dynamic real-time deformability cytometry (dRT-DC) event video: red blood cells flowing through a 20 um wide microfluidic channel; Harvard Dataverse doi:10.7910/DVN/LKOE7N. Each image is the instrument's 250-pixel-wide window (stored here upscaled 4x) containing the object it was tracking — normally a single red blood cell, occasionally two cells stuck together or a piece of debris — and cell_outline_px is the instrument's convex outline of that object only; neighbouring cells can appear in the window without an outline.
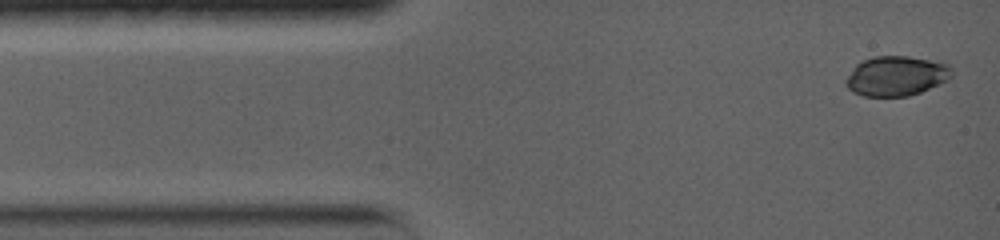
{"species": "common noctule bat (a hibernating species)", "species_latin": "Nyctalus noctula", "temperature_condition": "warm", "stored_images_in_passage": 54, "camera_frame_rate_fps": 5000, "um_per_image_px": 0.085, "animal": {"sex": "female", "body_mass_g": 19.0, "forearm_length_mm": 56.7}, "frame": {"image": 1, "passage_image": 1, "time_ms": 0.0, "image_size_px": [1000, 240], "cell_outline_px": [[952, 76], [948, 80], [920, 92], [908, 96], [864, 96], [852, 92], [844, 84], [844, 80], [856, 64], [860, 60], [876, 56], [908, 56], [944, 60], [952, 68]], "centroid_in_image_um": [76.21, 6.43], "position_along_channel_um": 8.8, "area_um2": 25.09}}
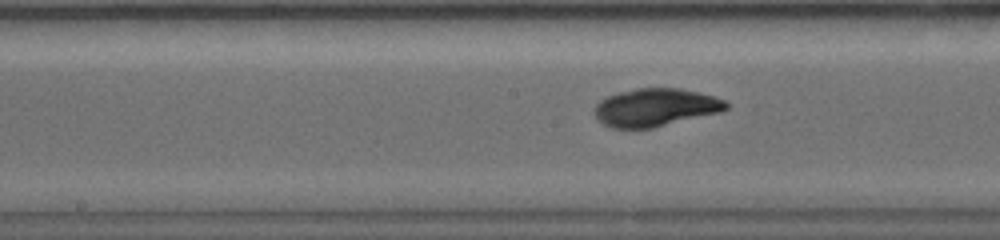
{"frame": {"image": 2, "passage_image": 20, "time_ms": 6.8, "image_size_px": [1000, 240], "cell_outline_px": [[728, 108], [720, 112], [652, 128], [612, 128], [604, 124], [592, 112], [596, 104], [600, 100], [608, 96], [620, 92], [636, 88], [680, 88], [700, 92], [724, 100], [728, 104]], "centroid_in_image_um": [55.7, 9.13], "position_along_channel_um": 192.5, "area_um2": 28.96}}
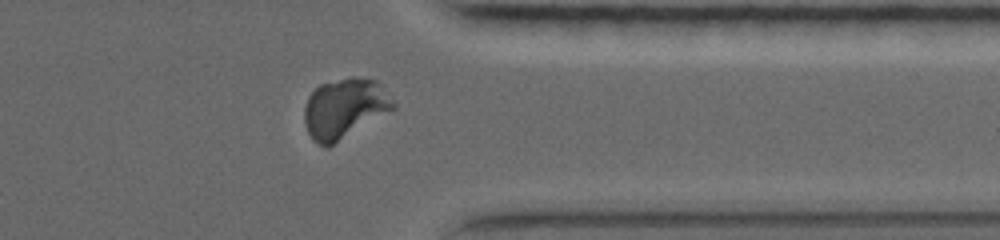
{"frame": {"image": 3, "passage_image": 46, "time_ms": 12.0, "image_size_px": [1000, 240], "cell_outline_px": [[396, 108], [328, 148], [312, 140], [308, 132], [304, 120], [304, 108], [308, 96], [320, 84], [352, 76], [360, 76], [376, 80], [380, 84], [396, 104]], "centroid_in_image_um": [29.29, 9.21], "position_along_channel_um": 382.1, "area_um2": 31.21}, "authors_computed_cell_mechanics": {"area_um2": 29.2757, "velocity_mm_per_s": 3.7158, "shape_relaxation_time_tau1_ms": 4.5902, "shape_relaxation_time_tau2_ms": 3.3378, "deformation_change_tau1": 0.1028, "deformation_change_tau2": 0.0509}}